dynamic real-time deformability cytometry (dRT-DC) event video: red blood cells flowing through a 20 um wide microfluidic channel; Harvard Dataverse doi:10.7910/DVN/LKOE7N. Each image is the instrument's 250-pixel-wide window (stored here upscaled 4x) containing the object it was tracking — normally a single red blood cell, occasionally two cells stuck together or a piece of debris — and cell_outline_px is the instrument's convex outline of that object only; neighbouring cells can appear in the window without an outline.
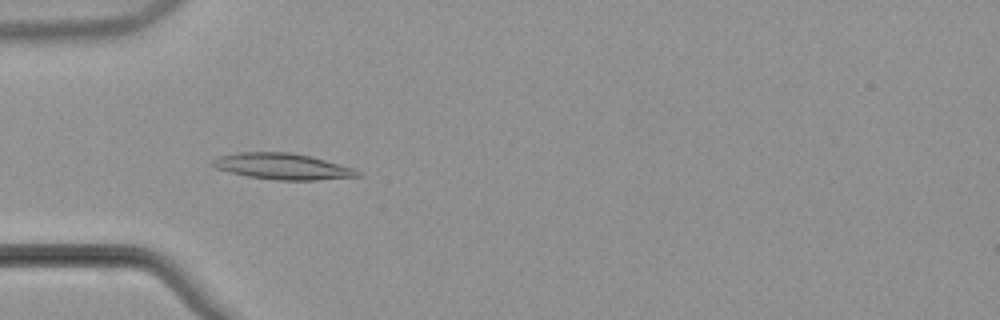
{"species": "common noctule bat (a hibernating species)", "species_latin": "Nyctalus noctula", "temperature_condition": "warm", "stored_images_in_passage": 55, "camera_frame_rate_fps": 3000, "um_per_image_px": 0.085, "animal": {"sex": "male", "body_mass_g": 21.5, "forearm_length_mm": 52.0}, "frame": {"image": 1, "passage_image": 18, "time_ms": 5.667, "image_size_px": [1000, 320], "cell_outline_px": [[364, 176], [316, 180], [276, 180], [248, 176], [216, 168], [208, 164], [212, 160], [220, 156], [240, 152], [288, 152], [312, 156], [356, 168]], "centroid_in_image_um": [24.07, 14.14], "position_along_channel_um": 60.9, "area_um2": 22.2}}
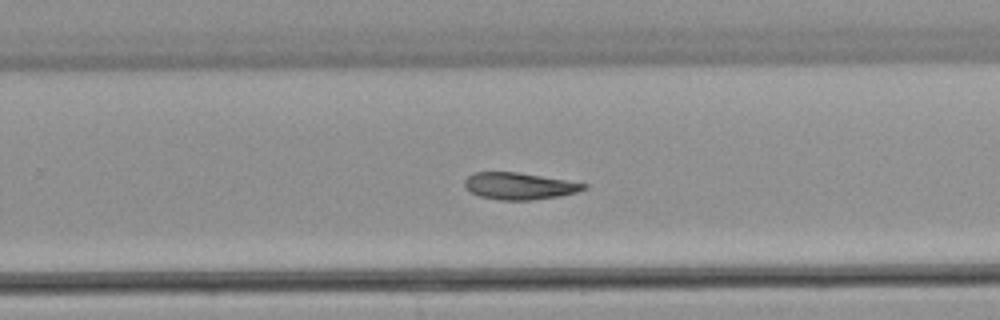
{"frame": {"image": 2, "passage_image": 36, "time_ms": 11.667, "image_size_px": [1000, 320], "cell_outline_px": [[588, 188], [576, 192], [560, 196], [532, 200], [500, 200], [480, 196], [472, 192], [464, 184], [464, 180], [472, 172], [516, 172], [588, 184]], "centroid_in_image_um": [44.14, 15.81], "position_along_channel_um": 285.7, "area_um2": 18.44}}
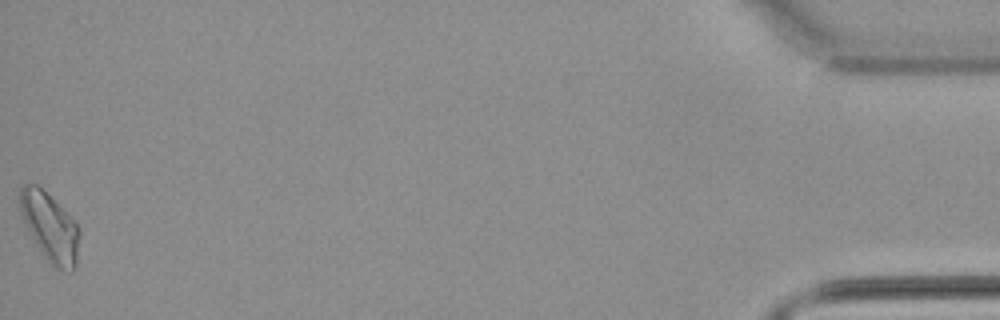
{"frame": {"image": 3, "passage_image": 55, "time_ms": 18.0, "image_size_px": [1000, 320], "cell_outline_px": [[80, 236], [76, 268], [72, 272], [56, 268], [44, 256], [32, 236], [24, 220], [20, 208], [20, 188], [24, 184], [36, 184], [76, 224], [80, 232]], "centroid_in_image_um": [4.27, 19.36], "position_along_channel_um": 430.9, "area_um2": 22.83}}